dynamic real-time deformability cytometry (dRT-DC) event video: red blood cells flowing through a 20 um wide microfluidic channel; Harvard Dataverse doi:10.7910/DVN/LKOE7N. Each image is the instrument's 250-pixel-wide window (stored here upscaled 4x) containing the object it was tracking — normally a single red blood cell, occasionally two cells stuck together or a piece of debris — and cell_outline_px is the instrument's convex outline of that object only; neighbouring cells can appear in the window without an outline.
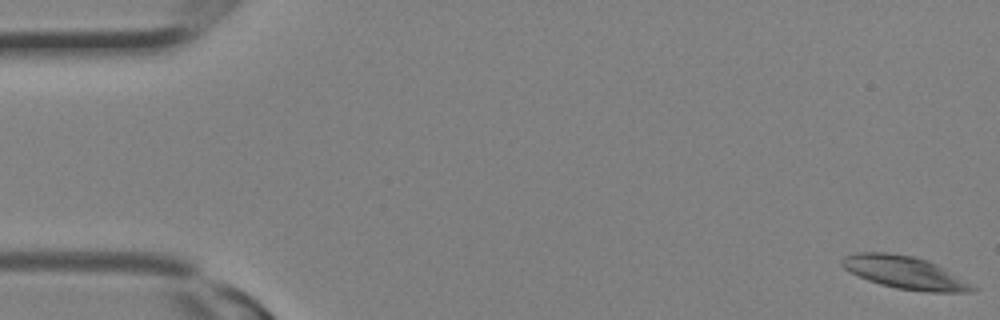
{"species": "Egyptian fruit bat (a non-hibernating species)", "species_latin": "Rousettus aegyptiacus", "temperature_condition": "room temperature", "stored_images_in_passage": 13, "camera_frame_rate_fps": 3000, "um_per_image_px": 0.085, "animal": {"sex": "female"}, "frame": {"image": 1, "passage_image": 1, "time_ms": 0.0, "image_size_px": [1000, 320], "cell_outline_px": [[980, 288], [968, 292], [928, 292], [896, 288], [880, 284], [868, 280], [844, 268], [840, 264], [840, 260], [844, 256], [856, 252], [884, 252], [912, 256], [928, 260], [936, 264]], "centroid_in_image_um": [76.91, 23.16], "position_along_channel_um": 8.1, "area_um2": 24.74}}
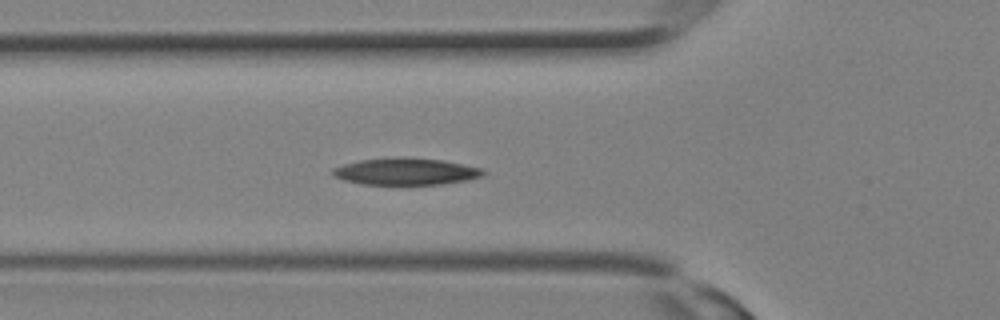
{"frame": {"image": 2, "passage_image": 11, "time_ms": 3.333, "image_size_px": [1000, 320], "cell_outline_px": [[484, 176], [468, 180], [440, 184], [360, 184], [344, 180], [332, 176], [332, 168], [344, 164], [360, 160], [396, 156], [404, 156], [444, 160], [484, 168]], "centroid_in_image_um": [34.51, 14.56], "position_along_channel_um": 91.3, "area_um2": 23.93}}
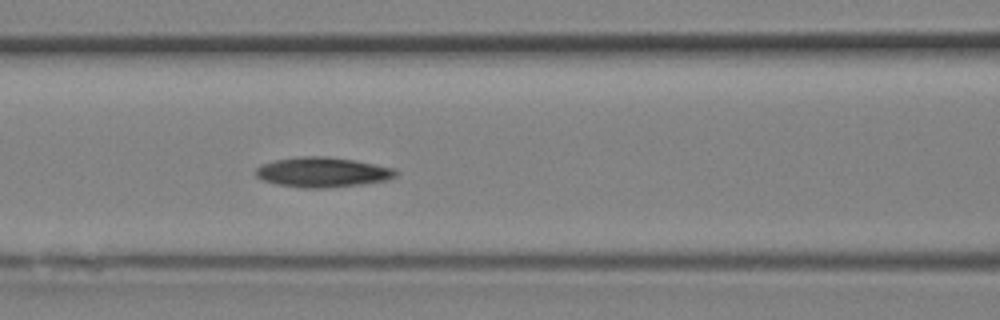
{"frame": {"image": 3, "passage_image": 13, "time_ms": 4.0, "image_size_px": [1000, 320], "cell_outline_px": [[400, 172], [396, 176], [388, 180], [364, 184], [324, 188], [304, 188], [276, 184], [264, 180], [256, 176], [256, 168], [260, 164], [272, 160], [300, 156], [324, 156], [352, 160], [396, 168]], "centroid_in_image_um": [27.43, 14.63], "position_along_channel_um": 139.2, "area_um2": 24.62}}